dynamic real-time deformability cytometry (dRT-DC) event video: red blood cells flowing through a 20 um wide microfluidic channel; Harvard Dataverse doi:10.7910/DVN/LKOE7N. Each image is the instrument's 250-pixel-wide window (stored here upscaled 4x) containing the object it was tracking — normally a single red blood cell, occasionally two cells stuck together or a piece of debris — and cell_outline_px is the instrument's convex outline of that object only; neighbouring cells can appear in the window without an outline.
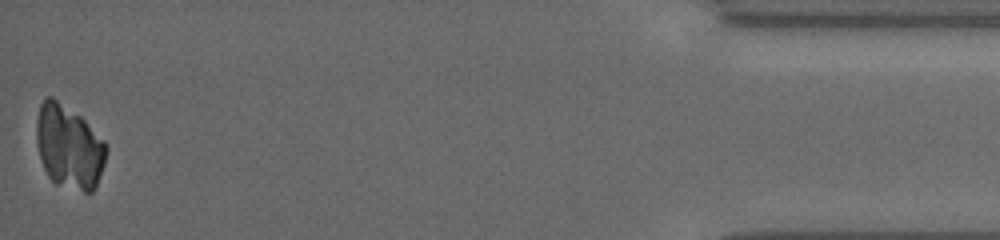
{"species": "common noctule bat (a hibernating species)", "species_latin": "Nyctalus noctula", "temperature_condition": "cold", "stored_images_in_passage": 56, "camera_frame_rate_fps": 3000, "um_per_image_px": 0.085, "animal": {"sex": "female", "body_mass_g": 19.5, "forearm_length_mm": 54.1}, "frame": {"image": 1, "passage_image": 56, "time_ms": 18.333, "image_size_px": [1000, 240], "cell_outline_px": [[108, 152], [96, 188], [92, 192], [84, 192], [56, 184], [48, 176], [40, 160], [36, 144], [36, 120], [40, 104], [44, 96], [52, 96], [80, 116], [104, 140], [108, 148]], "centroid_in_image_um": [5.85, 12.48], "position_along_channel_um": 429.3, "area_um2": 34.39}}